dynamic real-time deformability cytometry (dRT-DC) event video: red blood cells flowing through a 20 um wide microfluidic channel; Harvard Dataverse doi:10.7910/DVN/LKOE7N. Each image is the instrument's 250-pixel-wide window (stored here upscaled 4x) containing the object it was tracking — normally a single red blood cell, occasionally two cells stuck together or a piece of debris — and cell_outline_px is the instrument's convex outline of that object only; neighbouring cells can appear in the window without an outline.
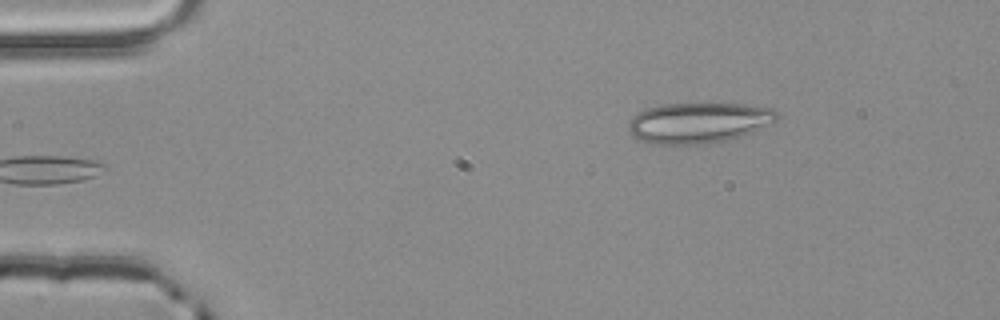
{"species": "common noctule bat (a hibernating species)", "species_latin": "Nyctalus noctula", "temperature_condition": "room temperature", "stored_images_in_passage": 3, "camera_frame_rate_fps": 3000, "um_per_image_px": 0.085, "animal": {"sex": "male", "body_mass_g": 20.4}, "frame": {"image": 1, "passage_image": 3, "time_ms": 0.667, "image_size_px": [1000, 320], "cell_outline_px": [[780, 116], [772, 124], [732, 140], [704, 144], [652, 144], [636, 140], [632, 136], [628, 128], [628, 120], [636, 112], [660, 104], [744, 104], [772, 108]], "centroid_in_image_um": [59.36, 10.45], "position_along_channel_um": 25.6, "area_um2": 35.66}}